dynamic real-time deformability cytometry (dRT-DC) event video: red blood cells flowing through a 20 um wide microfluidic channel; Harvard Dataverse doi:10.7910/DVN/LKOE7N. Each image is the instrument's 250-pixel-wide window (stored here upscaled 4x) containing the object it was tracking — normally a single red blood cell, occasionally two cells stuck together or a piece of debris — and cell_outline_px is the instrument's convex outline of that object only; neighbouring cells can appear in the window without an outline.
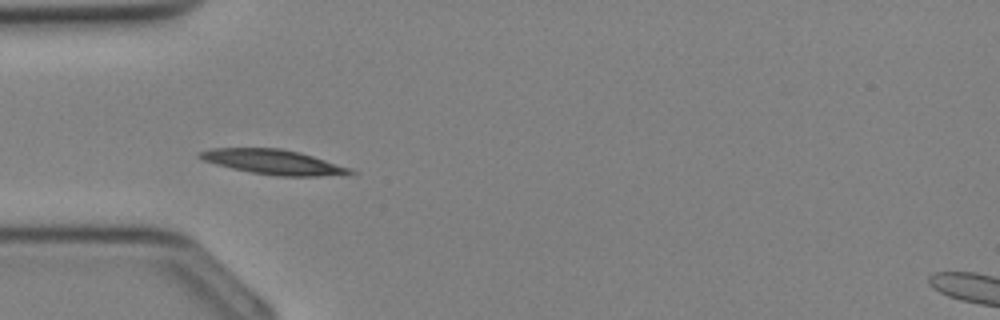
{"species": "Egyptian fruit bat (a non-hibernating species)", "species_latin": "Rousettus aegyptiacus", "temperature_condition": "cold", "stored_images_in_passage": 20, "camera_frame_rate_fps": 3000, "um_per_image_px": 0.085, "animal": {"sex": "female"}, "frame": {"image": 1, "passage_image": 2, "time_ms": 0.333, "image_size_px": [1000, 320], "cell_outline_px": [[356, 172], [320, 176], [276, 176], [252, 172], [232, 168], [216, 164], [204, 160], [196, 156], [196, 152], [212, 148], [280, 148], [300, 152], [348, 168]], "centroid_in_image_um": [23.12, 13.75], "position_along_channel_um": 61.9, "area_um2": 21.27}}
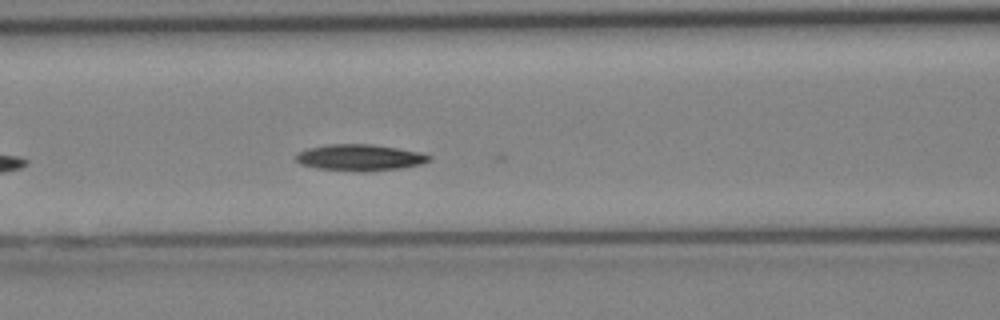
{"frame": {"image": 2, "passage_image": 6, "time_ms": 1.667, "image_size_px": [1000, 320], "cell_outline_px": [[432, 160], [420, 164], [400, 168], [364, 172], [360, 172], [316, 168], [300, 164], [296, 160], [296, 156], [300, 152], [308, 148], [328, 144], [368, 144], [396, 148], [416, 152], [432, 156]], "centroid_in_image_um": [30.56, 13.4], "position_along_channel_um": 136.0, "area_um2": 20.29}}
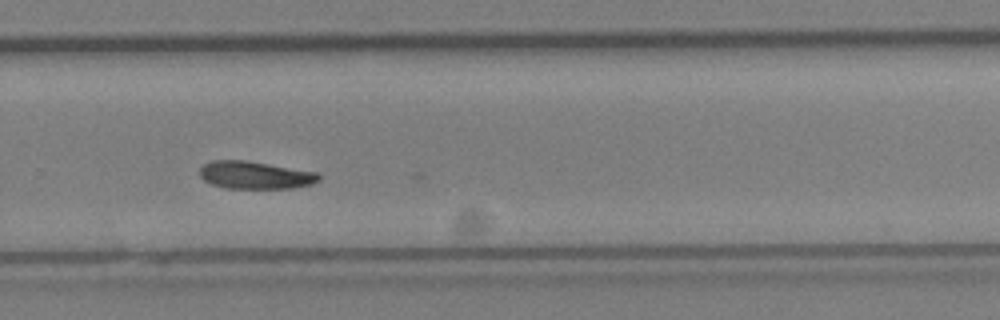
{"frame": {"image": 3, "passage_image": 15, "time_ms": 4.667, "image_size_px": [1000, 320], "cell_outline_px": [[320, 180], [312, 184], [292, 188], [224, 188], [212, 184], [204, 180], [200, 176], [200, 168], [204, 164], [212, 160], [244, 160], [316, 172], [320, 176]], "centroid_in_image_um": [21.67, 14.89], "position_along_channel_um": 308.1, "area_um2": 19.02}}